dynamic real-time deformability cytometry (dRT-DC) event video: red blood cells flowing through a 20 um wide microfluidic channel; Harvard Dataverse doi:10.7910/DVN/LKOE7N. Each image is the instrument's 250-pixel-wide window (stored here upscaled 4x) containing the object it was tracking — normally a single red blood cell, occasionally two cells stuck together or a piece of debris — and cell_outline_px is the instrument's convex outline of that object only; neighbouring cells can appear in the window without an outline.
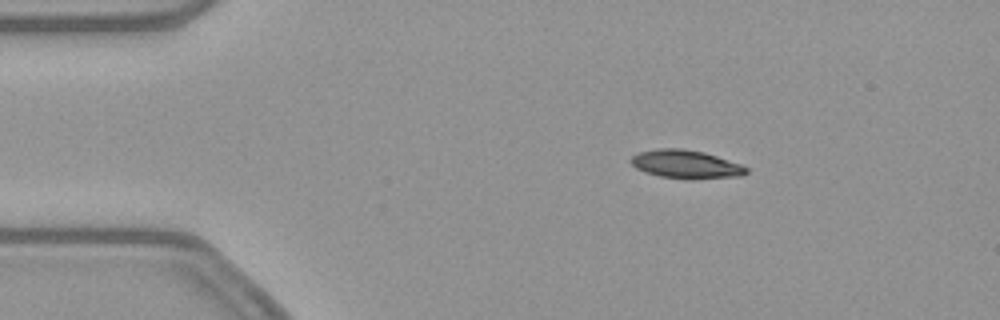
{"species": "common noctule bat (a hibernating species)", "species_latin": "Nyctalus noctula", "temperature_condition": "warm", "stored_images_in_passage": 52, "camera_frame_rate_fps": 3000, "um_per_image_px": 0.085, "animal": {"sex": "female", "body_mass_g": 21.9}, "frame": {"image": 1, "passage_image": 8, "time_ms": 2.333, "image_size_px": [1000, 320], "cell_outline_px": [[748, 172], [740, 176], [660, 176], [644, 172], [636, 168], [628, 160], [632, 156], [640, 152], [656, 148], [684, 148], [704, 152], [740, 164], [748, 168]], "centroid_in_image_um": [58.22, 13.89], "position_along_channel_um": 26.8, "area_um2": 18.09}}
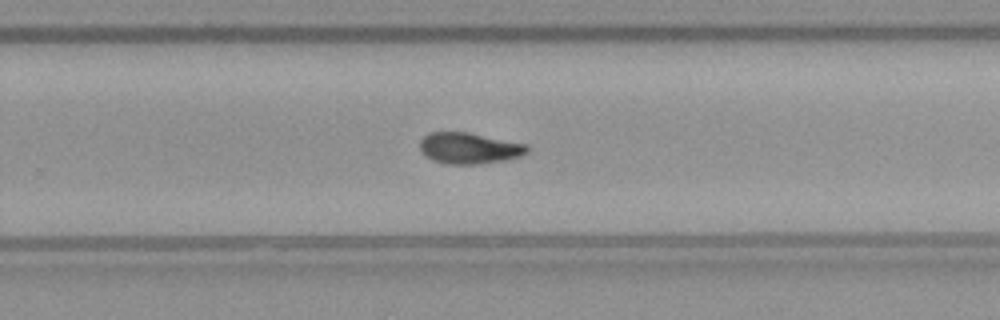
{"frame": {"image": 2, "passage_image": 33, "time_ms": 10.667, "image_size_px": [1000, 320], "cell_outline_px": [[528, 152], [520, 156], [508, 160], [480, 164], [448, 164], [432, 160], [424, 156], [420, 152], [420, 140], [428, 132], [468, 132], [528, 144]], "centroid_in_image_um": [39.87, 12.6], "position_along_channel_um": 289.9, "area_um2": 19.77}}
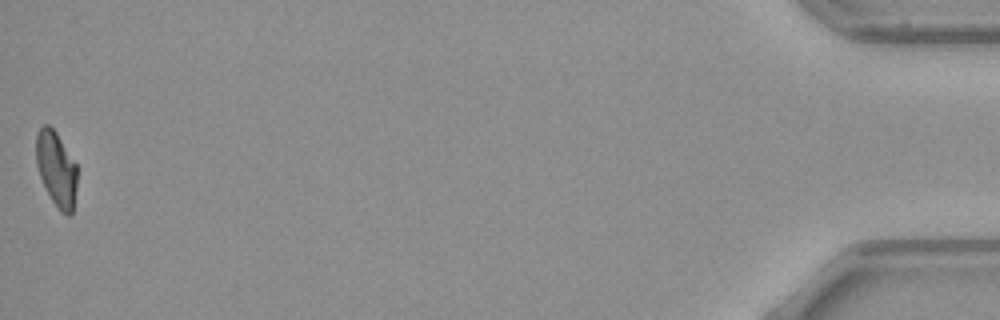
{"frame": {"image": 3, "passage_image": 52, "time_ms": 17.0, "image_size_px": [1000, 320], "cell_outline_px": [[76, 188], [72, 216], [68, 216], [60, 212], [52, 200], [40, 176], [36, 164], [36, 132], [44, 124], [48, 124], [56, 132], [76, 164]], "centroid_in_image_um": [4.78, 14.37], "position_along_channel_um": 430.4, "area_um2": 17.8}, "authors_computed_cell_mechanics": {"area_um2": 18.9873, "velocity_mm_per_s": 3.8885, "shape_relaxation_time_tau1_ms": 4.4465, "shape_relaxation_time_tau2_ms": null, "deformation_change_tau1": 0.1636, "deformation_change_tau2": null}}